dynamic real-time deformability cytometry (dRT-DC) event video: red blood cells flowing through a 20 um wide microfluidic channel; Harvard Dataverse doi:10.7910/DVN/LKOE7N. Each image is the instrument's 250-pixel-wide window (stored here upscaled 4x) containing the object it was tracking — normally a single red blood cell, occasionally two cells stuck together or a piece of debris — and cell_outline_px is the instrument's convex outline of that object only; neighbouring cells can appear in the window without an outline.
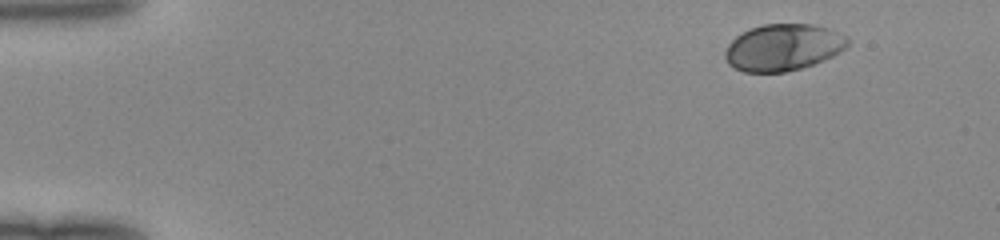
{"species": "human", "species_latin": "Homo sapiens", "temperature_condition": "room temperature", "stored_images_in_passage": 45, "camera_frame_rate_fps": 3000, "um_per_image_px": 0.085, "donor": {"sex": "female"}, "frame": {"image": 1, "passage_image": 1, "time_ms": 0.0, "image_size_px": [1000, 240], "cell_outline_px": [[848, 44], [840, 52], [824, 60], [800, 68], [784, 72], [744, 72], [728, 64], [724, 56], [724, 52], [728, 44], [736, 36], [748, 28], [764, 24], [812, 24], [828, 28], [848, 36]], "centroid_in_image_um": [66.55, 4.02], "position_along_channel_um": 18.5, "area_um2": 33.41}}
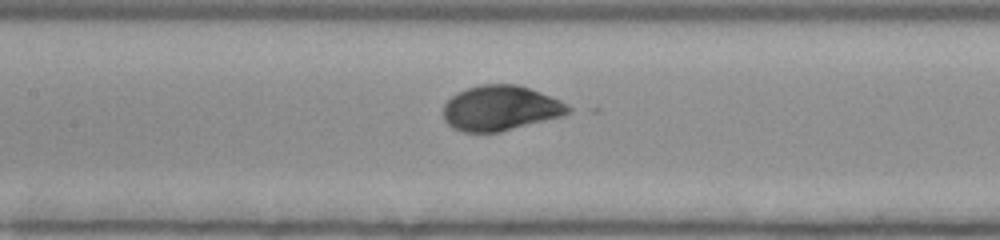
{"frame": {"image": 2, "passage_image": 20, "time_ms": 6.333, "image_size_px": [1000, 240], "cell_outline_px": [[576, 108], [572, 112], [564, 116], [500, 132], [464, 132], [452, 128], [444, 120], [444, 104], [456, 92], [480, 84], [516, 84], [540, 92], [560, 100]], "centroid_in_image_um": [42.58, 9.2], "position_along_channel_um": 164.8, "area_um2": 33.12}}
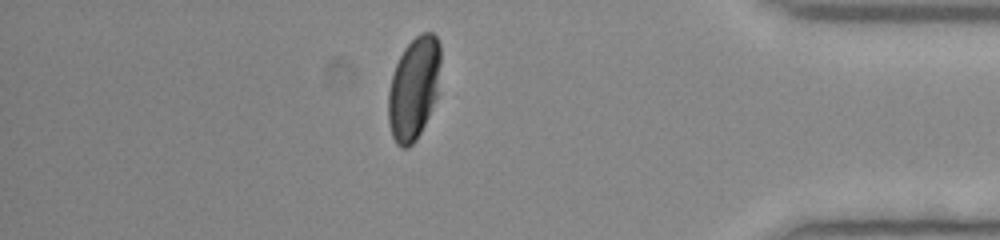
{"frame": {"image": 3, "passage_image": 39, "time_ms": 12.667, "image_size_px": [1000, 240], "cell_outline_px": [[440, 64], [436, 96], [428, 116], [416, 140], [408, 148], [400, 148], [396, 144], [392, 136], [388, 120], [388, 92], [392, 76], [396, 64], [404, 48], [420, 32], [432, 32], [436, 36], [440, 44]], "centroid_in_image_um": [35.16, 7.5], "position_along_channel_um": 400.0, "area_um2": 31.15}}